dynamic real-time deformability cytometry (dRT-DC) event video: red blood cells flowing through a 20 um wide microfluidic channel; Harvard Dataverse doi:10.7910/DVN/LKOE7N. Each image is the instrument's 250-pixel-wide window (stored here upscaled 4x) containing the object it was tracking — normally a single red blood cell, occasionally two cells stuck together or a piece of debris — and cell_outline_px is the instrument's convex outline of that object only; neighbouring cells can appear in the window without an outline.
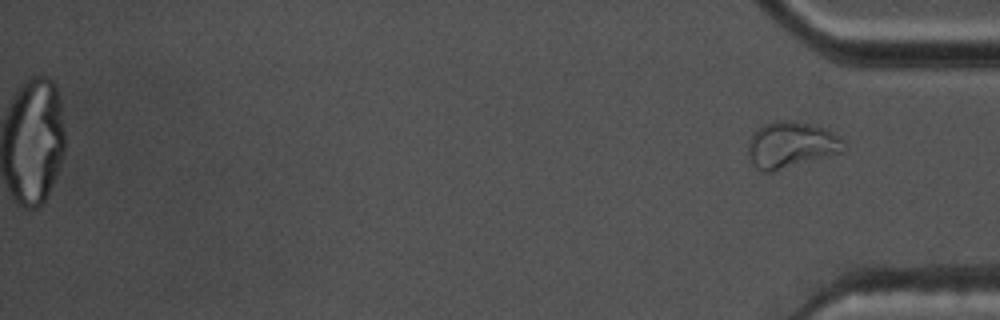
{"species": "common noctule bat (a hibernating species)", "species_latin": "Nyctalus noctula", "temperature_condition": "warm", "stored_images_in_passage": 56, "segment_of_instrument_passage": [2, 2], "camera_frame_rate_fps": 3000, "um_per_image_px": 0.085, "animal": {"sex": "male", "body_mass_g": 17.5, "forearm_length_mm": 52.3}, "frame": {"image": 1, "passage_image": 56, "time_ms": 18.333, "image_size_px": [1000, 320], "cell_outline_px": [[848, 148], [844, 152], [772, 172], [760, 172], [752, 164], [748, 156], [748, 140], [764, 124], [776, 120], [788, 120], [816, 124], [840, 136], [844, 140]], "centroid_in_image_um": [67.28, 12.32], "position_along_channel_um": 367.9, "area_um2": 26.24}}